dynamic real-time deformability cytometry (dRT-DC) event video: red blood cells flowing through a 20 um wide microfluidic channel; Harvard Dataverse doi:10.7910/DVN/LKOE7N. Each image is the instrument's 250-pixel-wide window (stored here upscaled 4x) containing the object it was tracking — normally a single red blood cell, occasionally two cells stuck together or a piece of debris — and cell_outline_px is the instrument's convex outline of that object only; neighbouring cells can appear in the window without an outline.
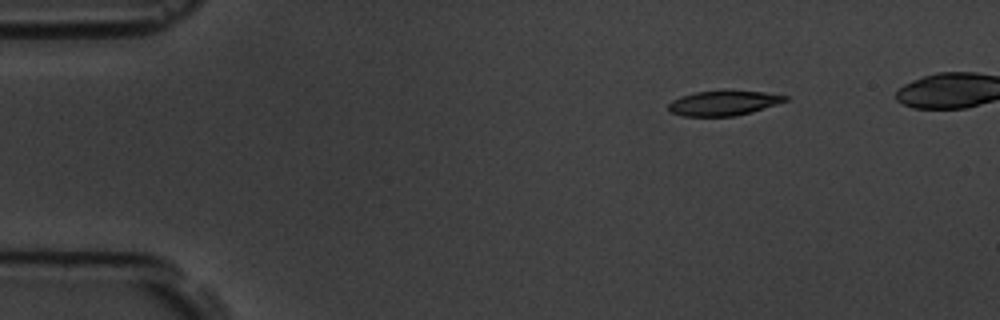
{"species": "common noctule bat (a hibernating species)", "species_latin": "Nyctalus noctula", "temperature_condition": "room temperature", "stored_images_in_passage": 5, "camera_frame_rate_fps": 3000, "um_per_image_px": 0.085, "animal": {"sex": "male", "body_mass_g": 19.5, "forearm_length_mm": 54.6}, "frame": {"image": 1, "passage_image": 2, "time_ms": 2.0, "image_size_px": [1000, 320], "cell_outline_px": [[788, 100], [752, 112], [736, 116], [684, 116], [672, 112], [668, 108], [668, 104], [672, 100], [680, 96], [696, 92], [724, 88], [764, 92], [788, 96]], "centroid_in_image_um": [61.5, 8.72], "position_along_channel_um": 23.5, "area_um2": 17.4}}